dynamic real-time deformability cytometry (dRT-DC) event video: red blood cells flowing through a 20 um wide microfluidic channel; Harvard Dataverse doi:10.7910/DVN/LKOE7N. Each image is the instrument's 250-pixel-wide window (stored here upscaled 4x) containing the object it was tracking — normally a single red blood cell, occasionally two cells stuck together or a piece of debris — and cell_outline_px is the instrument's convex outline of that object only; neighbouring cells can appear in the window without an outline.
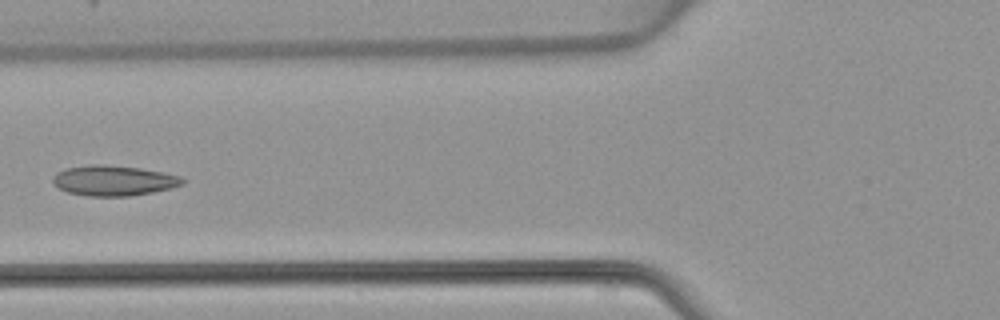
{"species": "common noctule bat (a hibernating species)", "species_latin": "Nyctalus noctula", "temperature_condition": "warm", "stored_images_in_passage": 4, "camera_frame_rate_fps": 3000, "um_per_image_px": 0.085, "animal": {"sex": "female", "body_mass_g": 22.7, "forearm_length_mm": 54.2}, "frame": {"image": 1, "passage_image": 4, "time_ms": 4.667, "image_size_px": [1000, 320], "cell_outline_px": [[184, 184], [152, 192], [132, 196], [88, 196], [68, 192], [52, 184], [52, 176], [56, 172], [64, 168], [92, 164], [104, 164], [140, 168], [180, 176], [184, 180]], "centroid_in_image_um": [9.6, 15.34], "position_along_channel_um": 116.2, "area_um2": 22.89}}